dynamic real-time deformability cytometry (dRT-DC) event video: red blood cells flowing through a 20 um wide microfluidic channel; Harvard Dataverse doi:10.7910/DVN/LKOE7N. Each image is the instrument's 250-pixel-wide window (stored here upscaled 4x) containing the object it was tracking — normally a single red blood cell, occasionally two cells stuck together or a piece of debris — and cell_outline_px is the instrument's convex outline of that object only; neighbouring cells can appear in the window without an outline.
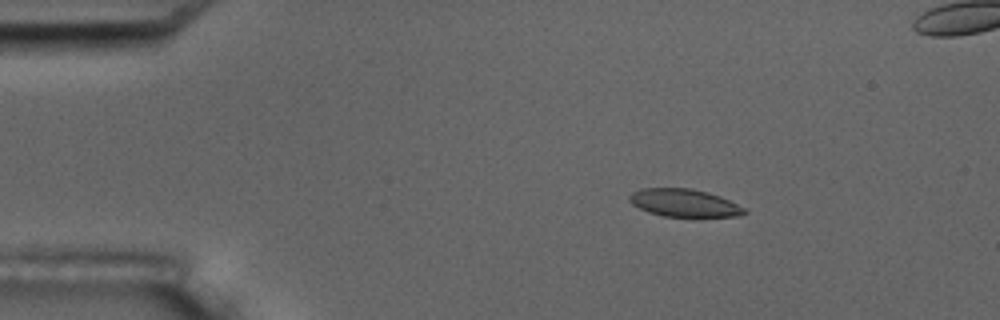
{"species": "common noctule bat (a hibernating species)", "species_latin": "Nyctalus noctula", "temperature_condition": "room temperature", "stored_images_in_passage": 6, "camera_frame_rate_fps": 3000, "um_per_image_px": 0.085, "animal": {"sex": "male", "body_mass_g": 17.5, "forearm_length_mm": 52.3}, "frame": {"image": 1, "passage_image": 3, "time_ms": 2.0, "image_size_px": [1000, 320], "cell_outline_px": [[748, 212], [736, 216], [664, 216], [648, 212], [632, 204], [628, 200], [628, 196], [632, 192], [640, 188], [692, 188], [708, 192], [720, 196], [744, 208]], "centroid_in_image_um": [58.1, 17.23], "position_along_channel_um": 26.9, "area_um2": 18.44}}